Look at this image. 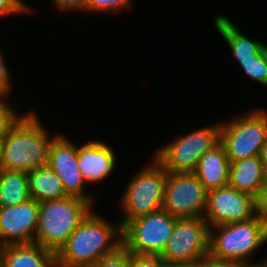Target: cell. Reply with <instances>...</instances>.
I'll return each mask as SVG.
<instances>
[{
    "label": "cell",
    "mask_w": 267,
    "mask_h": 267,
    "mask_svg": "<svg viewBox=\"0 0 267 267\" xmlns=\"http://www.w3.org/2000/svg\"><path fill=\"white\" fill-rule=\"evenodd\" d=\"M2 267H57L56 253L37 243L0 247Z\"/></svg>",
    "instance_id": "cell-16"
},
{
    "label": "cell",
    "mask_w": 267,
    "mask_h": 267,
    "mask_svg": "<svg viewBox=\"0 0 267 267\" xmlns=\"http://www.w3.org/2000/svg\"><path fill=\"white\" fill-rule=\"evenodd\" d=\"M209 230L203 217L177 218L159 257L166 264L195 265L209 253Z\"/></svg>",
    "instance_id": "cell-9"
},
{
    "label": "cell",
    "mask_w": 267,
    "mask_h": 267,
    "mask_svg": "<svg viewBox=\"0 0 267 267\" xmlns=\"http://www.w3.org/2000/svg\"><path fill=\"white\" fill-rule=\"evenodd\" d=\"M31 199L25 171L0 169V207H10Z\"/></svg>",
    "instance_id": "cell-20"
},
{
    "label": "cell",
    "mask_w": 267,
    "mask_h": 267,
    "mask_svg": "<svg viewBox=\"0 0 267 267\" xmlns=\"http://www.w3.org/2000/svg\"><path fill=\"white\" fill-rule=\"evenodd\" d=\"M260 157H261L262 163L264 164L265 170L267 172V141L265 142V144L262 147Z\"/></svg>",
    "instance_id": "cell-31"
},
{
    "label": "cell",
    "mask_w": 267,
    "mask_h": 267,
    "mask_svg": "<svg viewBox=\"0 0 267 267\" xmlns=\"http://www.w3.org/2000/svg\"><path fill=\"white\" fill-rule=\"evenodd\" d=\"M9 94H0V139L9 131V129L22 117L16 115L15 111L9 107L5 96Z\"/></svg>",
    "instance_id": "cell-23"
},
{
    "label": "cell",
    "mask_w": 267,
    "mask_h": 267,
    "mask_svg": "<svg viewBox=\"0 0 267 267\" xmlns=\"http://www.w3.org/2000/svg\"><path fill=\"white\" fill-rule=\"evenodd\" d=\"M29 8L23 0H0V17L17 13H25Z\"/></svg>",
    "instance_id": "cell-26"
},
{
    "label": "cell",
    "mask_w": 267,
    "mask_h": 267,
    "mask_svg": "<svg viewBox=\"0 0 267 267\" xmlns=\"http://www.w3.org/2000/svg\"><path fill=\"white\" fill-rule=\"evenodd\" d=\"M27 174L30 196L38 203L68 196L61 179L48 165Z\"/></svg>",
    "instance_id": "cell-19"
},
{
    "label": "cell",
    "mask_w": 267,
    "mask_h": 267,
    "mask_svg": "<svg viewBox=\"0 0 267 267\" xmlns=\"http://www.w3.org/2000/svg\"><path fill=\"white\" fill-rule=\"evenodd\" d=\"M267 141V113L255 109L231 122L220 123V143L230 161L260 156Z\"/></svg>",
    "instance_id": "cell-6"
},
{
    "label": "cell",
    "mask_w": 267,
    "mask_h": 267,
    "mask_svg": "<svg viewBox=\"0 0 267 267\" xmlns=\"http://www.w3.org/2000/svg\"><path fill=\"white\" fill-rule=\"evenodd\" d=\"M39 203L33 198L10 207H0V247L34 243Z\"/></svg>",
    "instance_id": "cell-13"
},
{
    "label": "cell",
    "mask_w": 267,
    "mask_h": 267,
    "mask_svg": "<svg viewBox=\"0 0 267 267\" xmlns=\"http://www.w3.org/2000/svg\"><path fill=\"white\" fill-rule=\"evenodd\" d=\"M48 166L58 175L68 196L86 200L92 204V197L84 194L85 180L78 165L77 146L64 135L58 134L49 149Z\"/></svg>",
    "instance_id": "cell-12"
},
{
    "label": "cell",
    "mask_w": 267,
    "mask_h": 267,
    "mask_svg": "<svg viewBox=\"0 0 267 267\" xmlns=\"http://www.w3.org/2000/svg\"><path fill=\"white\" fill-rule=\"evenodd\" d=\"M240 66L253 80L267 86V67L260 53L253 60L243 62Z\"/></svg>",
    "instance_id": "cell-21"
},
{
    "label": "cell",
    "mask_w": 267,
    "mask_h": 267,
    "mask_svg": "<svg viewBox=\"0 0 267 267\" xmlns=\"http://www.w3.org/2000/svg\"><path fill=\"white\" fill-rule=\"evenodd\" d=\"M207 192L193 172H168L162 209L176 218L203 217Z\"/></svg>",
    "instance_id": "cell-10"
},
{
    "label": "cell",
    "mask_w": 267,
    "mask_h": 267,
    "mask_svg": "<svg viewBox=\"0 0 267 267\" xmlns=\"http://www.w3.org/2000/svg\"><path fill=\"white\" fill-rule=\"evenodd\" d=\"M246 267H262L261 265H258V266H246Z\"/></svg>",
    "instance_id": "cell-35"
},
{
    "label": "cell",
    "mask_w": 267,
    "mask_h": 267,
    "mask_svg": "<svg viewBox=\"0 0 267 267\" xmlns=\"http://www.w3.org/2000/svg\"><path fill=\"white\" fill-rule=\"evenodd\" d=\"M159 256L135 255L130 253V267H165Z\"/></svg>",
    "instance_id": "cell-25"
},
{
    "label": "cell",
    "mask_w": 267,
    "mask_h": 267,
    "mask_svg": "<svg viewBox=\"0 0 267 267\" xmlns=\"http://www.w3.org/2000/svg\"><path fill=\"white\" fill-rule=\"evenodd\" d=\"M92 267H130V252L121 246L114 253L103 256Z\"/></svg>",
    "instance_id": "cell-22"
},
{
    "label": "cell",
    "mask_w": 267,
    "mask_h": 267,
    "mask_svg": "<svg viewBox=\"0 0 267 267\" xmlns=\"http://www.w3.org/2000/svg\"><path fill=\"white\" fill-rule=\"evenodd\" d=\"M195 267H241V266L234 262L218 260L207 255L206 257L201 259L198 263H196Z\"/></svg>",
    "instance_id": "cell-29"
},
{
    "label": "cell",
    "mask_w": 267,
    "mask_h": 267,
    "mask_svg": "<svg viewBox=\"0 0 267 267\" xmlns=\"http://www.w3.org/2000/svg\"><path fill=\"white\" fill-rule=\"evenodd\" d=\"M220 142V124L176 138L158 149L155 158L170 173L194 172L199 158Z\"/></svg>",
    "instance_id": "cell-8"
},
{
    "label": "cell",
    "mask_w": 267,
    "mask_h": 267,
    "mask_svg": "<svg viewBox=\"0 0 267 267\" xmlns=\"http://www.w3.org/2000/svg\"><path fill=\"white\" fill-rule=\"evenodd\" d=\"M4 54L0 50V94H10L11 91V79L10 74L5 63Z\"/></svg>",
    "instance_id": "cell-28"
},
{
    "label": "cell",
    "mask_w": 267,
    "mask_h": 267,
    "mask_svg": "<svg viewBox=\"0 0 267 267\" xmlns=\"http://www.w3.org/2000/svg\"><path fill=\"white\" fill-rule=\"evenodd\" d=\"M153 164L138 172L121 198L123 228L129 221L162 209L168 171L154 158Z\"/></svg>",
    "instance_id": "cell-5"
},
{
    "label": "cell",
    "mask_w": 267,
    "mask_h": 267,
    "mask_svg": "<svg viewBox=\"0 0 267 267\" xmlns=\"http://www.w3.org/2000/svg\"><path fill=\"white\" fill-rule=\"evenodd\" d=\"M132 0H88L86 11L114 12L122 11L129 7Z\"/></svg>",
    "instance_id": "cell-24"
},
{
    "label": "cell",
    "mask_w": 267,
    "mask_h": 267,
    "mask_svg": "<svg viewBox=\"0 0 267 267\" xmlns=\"http://www.w3.org/2000/svg\"><path fill=\"white\" fill-rule=\"evenodd\" d=\"M260 54L262 56L263 62L265 63V66L267 67V46L263 44L262 48L260 49Z\"/></svg>",
    "instance_id": "cell-32"
},
{
    "label": "cell",
    "mask_w": 267,
    "mask_h": 267,
    "mask_svg": "<svg viewBox=\"0 0 267 267\" xmlns=\"http://www.w3.org/2000/svg\"><path fill=\"white\" fill-rule=\"evenodd\" d=\"M265 242L267 229L255 215L246 221L210 227L208 255L218 260L234 262L241 267L258 266V263L249 264L248 258Z\"/></svg>",
    "instance_id": "cell-4"
},
{
    "label": "cell",
    "mask_w": 267,
    "mask_h": 267,
    "mask_svg": "<svg viewBox=\"0 0 267 267\" xmlns=\"http://www.w3.org/2000/svg\"><path fill=\"white\" fill-rule=\"evenodd\" d=\"M90 207V202L72 196L40 202L34 242L57 254L91 212Z\"/></svg>",
    "instance_id": "cell-3"
},
{
    "label": "cell",
    "mask_w": 267,
    "mask_h": 267,
    "mask_svg": "<svg viewBox=\"0 0 267 267\" xmlns=\"http://www.w3.org/2000/svg\"><path fill=\"white\" fill-rule=\"evenodd\" d=\"M256 216L263 222L267 229V183L255 198Z\"/></svg>",
    "instance_id": "cell-27"
},
{
    "label": "cell",
    "mask_w": 267,
    "mask_h": 267,
    "mask_svg": "<svg viewBox=\"0 0 267 267\" xmlns=\"http://www.w3.org/2000/svg\"><path fill=\"white\" fill-rule=\"evenodd\" d=\"M260 265H261L262 267H267V258H266L265 262H264V263L262 262V264L260 263Z\"/></svg>",
    "instance_id": "cell-34"
},
{
    "label": "cell",
    "mask_w": 267,
    "mask_h": 267,
    "mask_svg": "<svg viewBox=\"0 0 267 267\" xmlns=\"http://www.w3.org/2000/svg\"><path fill=\"white\" fill-rule=\"evenodd\" d=\"M121 246V224L112 225L91 211L56 254L57 267H92Z\"/></svg>",
    "instance_id": "cell-1"
},
{
    "label": "cell",
    "mask_w": 267,
    "mask_h": 267,
    "mask_svg": "<svg viewBox=\"0 0 267 267\" xmlns=\"http://www.w3.org/2000/svg\"><path fill=\"white\" fill-rule=\"evenodd\" d=\"M78 165L85 182H98L107 178L115 167V154L111 147L100 141L77 147Z\"/></svg>",
    "instance_id": "cell-14"
},
{
    "label": "cell",
    "mask_w": 267,
    "mask_h": 267,
    "mask_svg": "<svg viewBox=\"0 0 267 267\" xmlns=\"http://www.w3.org/2000/svg\"><path fill=\"white\" fill-rule=\"evenodd\" d=\"M256 215L255 198L229 185L207 192L203 218L209 227L246 221Z\"/></svg>",
    "instance_id": "cell-11"
},
{
    "label": "cell",
    "mask_w": 267,
    "mask_h": 267,
    "mask_svg": "<svg viewBox=\"0 0 267 267\" xmlns=\"http://www.w3.org/2000/svg\"><path fill=\"white\" fill-rule=\"evenodd\" d=\"M35 113L24 114L0 139V169L29 172L48 165L50 139Z\"/></svg>",
    "instance_id": "cell-2"
},
{
    "label": "cell",
    "mask_w": 267,
    "mask_h": 267,
    "mask_svg": "<svg viewBox=\"0 0 267 267\" xmlns=\"http://www.w3.org/2000/svg\"><path fill=\"white\" fill-rule=\"evenodd\" d=\"M55 1L54 3L58 7V9L62 10H75V9H80L85 11L86 9V4L88 0H53Z\"/></svg>",
    "instance_id": "cell-30"
},
{
    "label": "cell",
    "mask_w": 267,
    "mask_h": 267,
    "mask_svg": "<svg viewBox=\"0 0 267 267\" xmlns=\"http://www.w3.org/2000/svg\"><path fill=\"white\" fill-rule=\"evenodd\" d=\"M232 23L225 16H216L214 19L216 29L229 45L239 64L253 60L260 53L263 44L247 38Z\"/></svg>",
    "instance_id": "cell-18"
},
{
    "label": "cell",
    "mask_w": 267,
    "mask_h": 267,
    "mask_svg": "<svg viewBox=\"0 0 267 267\" xmlns=\"http://www.w3.org/2000/svg\"><path fill=\"white\" fill-rule=\"evenodd\" d=\"M266 183L267 172L260 156L230 161V187L256 198Z\"/></svg>",
    "instance_id": "cell-15"
},
{
    "label": "cell",
    "mask_w": 267,
    "mask_h": 267,
    "mask_svg": "<svg viewBox=\"0 0 267 267\" xmlns=\"http://www.w3.org/2000/svg\"><path fill=\"white\" fill-rule=\"evenodd\" d=\"M230 160L219 142L203 154L193 172L207 190L218 189L229 183Z\"/></svg>",
    "instance_id": "cell-17"
},
{
    "label": "cell",
    "mask_w": 267,
    "mask_h": 267,
    "mask_svg": "<svg viewBox=\"0 0 267 267\" xmlns=\"http://www.w3.org/2000/svg\"><path fill=\"white\" fill-rule=\"evenodd\" d=\"M165 267H195V265H187V264H165Z\"/></svg>",
    "instance_id": "cell-33"
},
{
    "label": "cell",
    "mask_w": 267,
    "mask_h": 267,
    "mask_svg": "<svg viewBox=\"0 0 267 267\" xmlns=\"http://www.w3.org/2000/svg\"><path fill=\"white\" fill-rule=\"evenodd\" d=\"M176 219L161 209L131 220L122 228V246L131 254L160 256Z\"/></svg>",
    "instance_id": "cell-7"
}]
</instances>
